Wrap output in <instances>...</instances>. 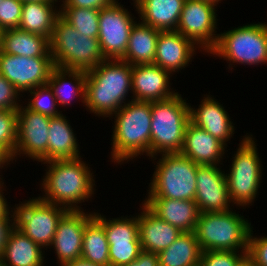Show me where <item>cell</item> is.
<instances>
[{"label":"cell","instance_id":"obj_10","mask_svg":"<svg viewBox=\"0 0 267 266\" xmlns=\"http://www.w3.org/2000/svg\"><path fill=\"white\" fill-rule=\"evenodd\" d=\"M12 207L15 227L44 250L52 244L58 223L68 211L38 196L19 201Z\"/></svg>","mask_w":267,"mask_h":266},{"label":"cell","instance_id":"obj_31","mask_svg":"<svg viewBox=\"0 0 267 266\" xmlns=\"http://www.w3.org/2000/svg\"><path fill=\"white\" fill-rule=\"evenodd\" d=\"M202 250L194 232H182L158 253L159 266H198Z\"/></svg>","mask_w":267,"mask_h":266},{"label":"cell","instance_id":"obj_49","mask_svg":"<svg viewBox=\"0 0 267 266\" xmlns=\"http://www.w3.org/2000/svg\"><path fill=\"white\" fill-rule=\"evenodd\" d=\"M0 51H1V31H0Z\"/></svg>","mask_w":267,"mask_h":266},{"label":"cell","instance_id":"obj_23","mask_svg":"<svg viewBox=\"0 0 267 266\" xmlns=\"http://www.w3.org/2000/svg\"><path fill=\"white\" fill-rule=\"evenodd\" d=\"M156 216L181 232H194L200 211L195 200L145 198L142 201Z\"/></svg>","mask_w":267,"mask_h":266},{"label":"cell","instance_id":"obj_14","mask_svg":"<svg viewBox=\"0 0 267 266\" xmlns=\"http://www.w3.org/2000/svg\"><path fill=\"white\" fill-rule=\"evenodd\" d=\"M94 216L104 225L109 243L110 266H124L134 261L142 251L137 214L107 219L97 211Z\"/></svg>","mask_w":267,"mask_h":266},{"label":"cell","instance_id":"obj_34","mask_svg":"<svg viewBox=\"0 0 267 266\" xmlns=\"http://www.w3.org/2000/svg\"><path fill=\"white\" fill-rule=\"evenodd\" d=\"M27 94H29L27 96L30 99L27 98V102L24 99L25 106L31 111L41 113L48 117H55L62 114V111L58 110V103L48 84L38 86L28 91Z\"/></svg>","mask_w":267,"mask_h":266},{"label":"cell","instance_id":"obj_33","mask_svg":"<svg viewBox=\"0 0 267 266\" xmlns=\"http://www.w3.org/2000/svg\"><path fill=\"white\" fill-rule=\"evenodd\" d=\"M99 13L97 9L60 8V16L82 35L98 38Z\"/></svg>","mask_w":267,"mask_h":266},{"label":"cell","instance_id":"obj_8","mask_svg":"<svg viewBox=\"0 0 267 266\" xmlns=\"http://www.w3.org/2000/svg\"><path fill=\"white\" fill-rule=\"evenodd\" d=\"M159 156L149 158L156 165L145 198L194 200L199 165L180 153Z\"/></svg>","mask_w":267,"mask_h":266},{"label":"cell","instance_id":"obj_11","mask_svg":"<svg viewBox=\"0 0 267 266\" xmlns=\"http://www.w3.org/2000/svg\"><path fill=\"white\" fill-rule=\"evenodd\" d=\"M217 6L208 0H185L177 25L176 31L192 40L205 54L218 42Z\"/></svg>","mask_w":267,"mask_h":266},{"label":"cell","instance_id":"obj_19","mask_svg":"<svg viewBox=\"0 0 267 266\" xmlns=\"http://www.w3.org/2000/svg\"><path fill=\"white\" fill-rule=\"evenodd\" d=\"M173 75L155 64L132 66V95L136 101H159L177 94L170 82ZM176 91V92H175Z\"/></svg>","mask_w":267,"mask_h":266},{"label":"cell","instance_id":"obj_21","mask_svg":"<svg viewBox=\"0 0 267 266\" xmlns=\"http://www.w3.org/2000/svg\"><path fill=\"white\" fill-rule=\"evenodd\" d=\"M227 147L207 131L189 122L185 129L183 147L180 151L197 165H223Z\"/></svg>","mask_w":267,"mask_h":266},{"label":"cell","instance_id":"obj_7","mask_svg":"<svg viewBox=\"0 0 267 266\" xmlns=\"http://www.w3.org/2000/svg\"><path fill=\"white\" fill-rule=\"evenodd\" d=\"M50 53L55 67L68 70L88 72L105 60L98 38L82 35L61 16L53 28Z\"/></svg>","mask_w":267,"mask_h":266},{"label":"cell","instance_id":"obj_36","mask_svg":"<svg viewBox=\"0 0 267 266\" xmlns=\"http://www.w3.org/2000/svg\"><path fill=\"white\" fill-rule=\"evenodd\" d=\"M247 260V252L202 251L198 266H241Z\"/></svg>","mask_w":267,"mask_h":266},{"label":"cell","instance_id":"obj_41","mask_svg":"<svg viewBox=\"0 0 267 266\" xmlns=\"http://www.w3.org/2000/svg\"><path fill=\"white\" fill-rule=\"evenodd\" d=\"M124 266H159L158 253L142 250L134 261Z\"/></svg>","mask_w":267,"mask_h":266},{"label":"cell","instance_id":"obj_20","mask_svg":"<svg viewBox=\"0 0 267 266\" xmlns=\"http://www.w3.org/2000/svg\"><path fill=\"white\" fill-rule=\"evenodd\" d=\"M210 95V92L209 95H202L203 98L198 108L190 104V122L207 131L228 147L227 143L236 133L235 124L224 109L223 104L217 101L213 95Z\"/></svg>","mask_w":267,"mask_h":266},{"label":"cell","instance_id":"obj_48","mask_svg":"<svg viewBox=\"0 0 267 266\" xmlns=\"http://www.w3.org/2000/svg\"><path fill=\"white\" fill-rule=\"evenodd\" d=\"M114 1H119V0H114ZM133 1V4H136L139 0H132Z\"/></svg>","mask_w":267,"mask_h":266},{"label":"cell","instance_id":"obj_39","mask_svg":"<svg viewBox=\"0 0 267 266\" xmlns=\"http://www.w3.org/2000/svg\"><path fill=\"white\" fill-rule=\"evenodd\" d=\"M21 97L24 96L0 74V110H18L23 104Z\"/></svg>","mask_w":267,"mask_h":266},{"label":"cell","instance_id":"obj_43","mask_svg":"<svg viewBox=\"0 0 267 266\" xmlns=\"http://www.w3.org/2000/svg\"><path fill=\"white\" fill-rule=\"evenodd\" d=\"M5 186L4 181L0 182V219L14 218L13 208L10 206L11 202L8 203L7 198L3 195L5 193L4 191H7Z\"/></svg>","mask_w":267,"mask_h":266},{"label":"cell","instance_id":"obj_3","mask_svg":"<svg viewBox=\"0 0 267 266\" xmlns=\"http://www.w3.org/2000/svg\"><path fill=\"white\" fill-rule=\"evenodd\" d=\"M111 118L114 125L109 159L114 165L121 166L141 155L151 158V102L128 101L109 118L113 121Z\"/></svg>","mask_w":267,"mask_h":266},{"label":"cell","instance_id":"obj_22","mask_svg":"<svg viewBox=\"0 0 267 266\" xmlns=\"http://www.w3.org/2000/svg\"><path fill=\"white\" fill-rule=\"evenodd\" d=\"M138 234L141 248L144 251L159 253L173 243L182 233L156 216L143 202L139 204Z\"/></svg>","mask_w":267,"mask_h":266},{"label":"cell","instance_id":"obj_4","mask_svg":"<svg viewBox=\"0 0 267 266\" xmlns=\"http://www.w3.org/2000/svg\"><path fill=\"white\" fill-rule=\"evenodd\" d=\"M233 207L224 212H202L194 230L202 251L248 252L251 222ZM234 209V211H233Z\"/></svg>","mask_w":267,"mask_h":266},{"label":"cell","instance_id":"obj_37","mask_svg":"<svg viewBox=\"0 0 267 266\" xmlns=\"http://www.w3.org/2000/svg\"><path fill=\"white\" fill-rule=\"evenodd\" d=\"M23 2L20 0H2L0 4V31L19 27Z\"/></svg>","mask_w":267,"mask_h":266},{"label":"cell","instance_id":"obj_44","mask_svg":"<svg viewBox=\"0 0 267 266\" xmlns=\"http://www.w3.org/2000/svg\"><path fill=\"white\" fill-rule=\"evenodd\" d=\"M10 163L12 164V156L4 149L0 146V174H2V170L3 169H7L8 166H11ZM7 166V168H6ZM2 175H0V182H3V177Z\"/></svg>","mask_w":267,"mask_h":266},{"label":"cell","instance_id":"obj_38","mask_svg":"<svg viewBox=\"0 0 267 266\" xmlns=\"http://www.w3.org/2000/svg\"><path fill=\"white\" fill-rule=\"evenodd\" d=\"M253 227L249 236L247 260L253 266H267V236L253 235Z\"/></svg>","mask_w":267,"mask_h":266},{"label":"cell","instance_id":"obj_24","mask_svg":"<svg viewBox=\"0 0 267 266\" xmlns=\"http://www.w3.org/2000/svg\"><path fill=\"white\" fill-rule=\"evenodd\" d=\"M185 0H139L133 5L138 20L160 31H176Z\"/></svg>","mask_w":267,"mask_h":266},{"label":"cell","instance_id":"obj_30","mask_svg":"<svg viewBox=\"0 0 267 266\" xmlns=\"http://www.w3.org/2000/svg\"><path fill=\"white\" fill-rule=\"evenodd\" d=\"M160 30L136 21L132 26L126 53L121 59L132 66L154 64Z\"/></svg>","mask_w":267,"mask_h":266},{"label":"cell","instance_id":"obj_47","mask_svg":"<svg viewBox=\"0 0 267 266\" xmlns=\"http://www.w3.org/2000/svg\"><path fill=\"white\" fill-rule=\"evenodd\" d=\"M241 266H253L248 260H246Z\"/></svg>","mask_w":267,"mask_h":266},{"label":"cell","instance_id":"obj_1","mask_svg":"<svg viewBox=\"0 0 267 266\" xmlns=\"http://www.w3.org/2000/svg\"><path fill=\"white\" fill-rule=\"evenodd\" d=\"M82 159L78 157L41 163L47 165H44L46 170L40 182L43 195L38 197L66 210H83L81 203L89 199L92 201L96 194V181L90 164Z\"/></svg>","mask_w":267,"mask_h":266},{"label":"cell","instance_id":"obj_16","mask_svg":"<svg viewBox=\"0 0 267 266\" xmlns=\"http://www.w3.org/2000/svg\"><path fill=\"white\" fill-rule=\"evenodd\" d=\"M94 216L92 212L68 210L60 219L52 244L59 266L81 258L83 234L86 223Z\"/></svg>","mask_w":267,"mask_h":266},{"label":"cell","instance_id":"obj_12","mask_svg":"<svg viewBox=\"0 0 267 266\" xmlns=\"http://www.w3.org/2000/svg\"><path fill=\"white\" fill-rule=\"evenodd\" d=\"M114 1L99 13L98 40L105 59H122L126 53L132 26L138 20L125 6Z\"/></svg>","mask_w":267,"mask_h":266},{"label":"cell","instance_id":"obj_6","mask_svg":"<svg viewBox=\"0 0 267 266\" xmlns=\"http://www.w3.org/2000/svg\"><path fill=\"white\" fill-rule=\"evenodd\" d=\"M240 139L242 140H239L241 142L238 144L236 153L232 154L231 166L225 175L230 201L237 208L246 209L258 198L264 168H262V159L259 157L253 135L246 133Z\"/></svg>","mask_w":267,"mask_h":266},{"label":"cell","instance_id":"obj_35","mask_svg":"<svg viewBox=\"0 0 267 266\" xmlns=\"http://www.w3.org/2000/svg\"><path fill=\"white\" fill-rule=\"evenodd\" d=\"M17 143V110H0V146L11 156Z\"/></svg>","mask_w":267,"mask_h":266},{"label":"cell","instance_id":"obj_5","mask_svg":"<svg viewBox=\"0 0 267 266\" xmlns=\"http://www.w3.org/2000/svg\"><path fill=\"white\" fill-rule=\"evenodd\" d=\"M189 106L179 92L165 100L151 101V157L180 153L190 122Z\"/></svg>","mask_w":267,"mask_h":266},{"label":"cell","instance_id":"obj_13","mask_svg":"<svg viewBox=\"0 0 267 266\" xmlns=\"http://www.w3.org/2000/svg\"><path fill=\"white\" fill-rule=\"evenodd\" d=\"M50 117L28 109L23 104L17 110V143L12 156L14 163L18 157L48 162V137Z\"/></svg>","mask_w":267,"mask_h":266},{"label":"cell","instance_id":"obj_46","mask_svg":"<svg viewBox=\"0 0 267 266\" xmlns=\"http://www.w3.org/2000/svg\"><path fill=\"white\" fill-rule=\"evenodd\" d=\"M20 1L24 3V2H35V1H59V0H20Z\"/></svg>","mask_w":267,"mask_h":266},{"label":"cell","instance_id":"obj_32","mask_svg":"<svg viewBox=\"0 0 267 266\" xmlns=\"http://www.w3.org/2000/svg\"><path fill=\"white\" fill-rule=\"evenodd\" d=\"M81 258L101 266H110L109 243L104 225L95 216L86 223Z\"/></svg>","mask_w":267,"mask_h":266},{"label":"cell","instance_id":"obj_2","mask_svg":"<svg viewBox=\"0 0 267 266\" xmlns=\"http://www.w3.org/2000/svg\"><path fill=\"white\" fill-rule=\"evenodd\" d=\"M132 94V65L121 59H105L86 72L85 108L100 118L111 117Z\"/></svg>","mask_w":267,"mask_h":266},{"label":"cell","instance_id":"obj_26","mask_svg":"<svg viewBox=\"0 0 267 266\" xmlns=\"http://www.w3.org/2000/svg\"><path fill=\"white\" fill-rule=\"evenodd\" d=\"M65 114L50 117L48 137V162L75 159L80 155V145Z\"/></svg>","mask_w":267,"mask_h":266},{"label":"cell","instance_id":"obj_45","mask_svg":"<svg viewBox=\"0 0 267 266\" xmlns=\"http://www.w3.org/2000/svg\"><path fill=\"white\" fill-rule=\"evenodd\" d=\"M63 266H101V265L94 264V263L87 261L83 258H79V259H76L74 261H70V262L64 264Z\"/></svg>","mask_w":267,"mask_h":266},{"label":"cell","instance_id":"obj_9","mask_svg":"<svg viewBox=\"0 0 267 266\" xmlns=\"http://www.w3.org/2000/svg\"><path fill=\"white\" fill-rule=\"evenodd\" d=\"M210 54L226 60L229 63L228 69L232 71L236 64L266 65L267 22L247 23L220 32L216 46L207 55Z\"/></svg>","mask_w":267,"mask_h":266},{"label":"cell","instance_id":"obj_50","mask_svg":"<svg viewBox=\"0 0 267 266\" xmlns=\"http://www.w3.org/2000/svg\"><path fill=\"white\" fill-rule=\"evenodd\" d=\"M0 266H5V265L2 263L1 259H0Z\"/></svg>","mask_w":267,"mask_h":266},{"label":"cell","instance_id":"obj_17","mask_svg":"<svg viewBox=\"0 0 267 266\" xmlns=\"http://www.w3.org/2000/svg\"><path fill=\"white\" fill-rule=\"evenodd\" d=\"M221 168V165H199L197 168L194 200L200 213L224 212L234 207L228 194L226 170Z\"/></svg>","mask_w":267,"mask_h":266},{"label":"cell","instance_id":"obj_18","mask_svg":"<svg viewBox=\"0 0 267 266\" xmlns=\"http://www.w3.org/2000/svg\"><path fill=\"white\" fill-rule=\"evenodd\" d=\"M203 52L192 40L177 31H160L154 64L172 75L192 64L196 52ZM190 63V64H189Z\"/></svg>","mask_w":267,"mask_h":266},{"label":"cell","instance_id":"obj_42","mask_svg":"<svg viewBox=\"0 0 267 266\" xmlns=\"http://www.w3.org/2000/svg\"><path fill=\"white\" fill-rule=\"evenodd\" d=\"M14 226V218L0 219V256L2 255L8 236Z\"/></svg>","mask_w":267,"mask_h":266},{"label":"cell","instance_id":"obj_28","mask_svg":"<svg viewBox=\"0 0 267 266\" xmlns=\"http://www.w3.org/2000/svg\"><path fill=\"white\" fill-rule=\"evenodd\" d=\"M58 2L60 1L24 2L18 28L50 40L56 19L60 16V6L56 4Z\"/></svg>","mask_w":267,"mask_h":266},{"label":"cell","instance_id":"obj_15","mask_svg":"<svg viewBox=\"0 0 267 266\" xmlns=\"http://www.w3.org/2000/svg\"><path fill=\"white\" fill-rule=\"evenodd\" d=\"M54 67L52 57H25L0 51V74L14 85L21 95L47 84Z\"/></svg>","mask_w":267,"mask_h":266},{"label":"cell","instance_id":"obj_29","mask_svg":"<svg viewBox=\"0 0 267 266\" xmlns=\"http://www.w3.org/2000/svg\"><path fill=\"white\" fill-rule=\"evenodd\" d=\"M1 52L25 57H52L47 37L19 28L1 31Z\"/></svg>","mask_w":267,"mask_h":266},{"label":"cell","instance_id":"obj_27","mask_svg":"<svg viewBox=\"0 0 267 266\" xmlns=\"http://www.w3.org/2000/svg\"><path fill=\"white\" fill-rule=\"evenodd\" d=\"M47 84L52 89L59 107H70L74 100L81 101V105L85 106V71L54 67Z\"/></svg>","mask_w":267,"mask_h":266},{"label":"cell","instance_id":"obj_40","mask_svg":"<svg viewBox=\"0 0 267 266\" xmlns=\"http://www.w3.org/2000/svg\"><path fill=\"white\" fill-rule=\"evenodd\" d=\"M61 1L60 8H87V9H97L110 6L114 0H59Z\"/></svg>","mask_w":267,"mask_h":266},{"label":"cell","instance_id":"obj_25","mask_svg":"<svg viewBox=\"0 0 267 266\" xmlns=\"http://www.w3.org/2000/svg\"><path fill=\"white\" fill-rule=\"evenodd\" d=\"M44 253V249L14 226L0 259L5 266H45Z\"/></svg>","mask_w":267,"mask_h":266}]
</instances>
